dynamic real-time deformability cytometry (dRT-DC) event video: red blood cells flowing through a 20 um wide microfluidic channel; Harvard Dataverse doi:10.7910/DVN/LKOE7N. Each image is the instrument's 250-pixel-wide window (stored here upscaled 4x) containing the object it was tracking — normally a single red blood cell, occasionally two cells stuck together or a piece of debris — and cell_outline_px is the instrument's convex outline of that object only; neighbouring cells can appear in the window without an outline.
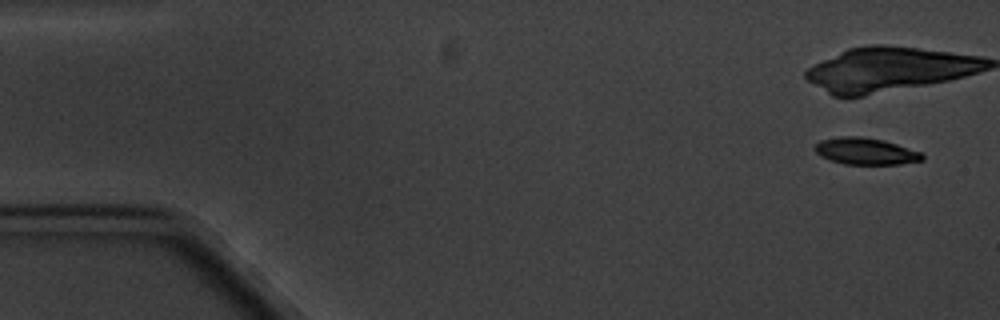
{"species": "common noctule bat (a hibernating species)", "species_latin": "Nyctalus noctula", "temperature_condition": "cold", "stored_images_in_passage": 8, "camera_frame_rate_fps": 3000, "um_per_image_px": 0.085, "animal": {"sex": "male", "body_mass_g": 20.1, "forearm_length_mm": 53.5}, "frame": {"image": 1, "passage_image": 1, "time_ms": 0.0, "image_size_px": [1000, 320], "cell_outline_px": [[924, 160], [900, 164], [844, 164], [820, 156], [812, 148], [820, 140], [840, 136], [860, 136], [884, 140], [920, 152], [924, 156]], "centroid_in_image_um": [73.55, 12.85], "position_along_channel_um": 11.4, "area_um2": 16.7}}